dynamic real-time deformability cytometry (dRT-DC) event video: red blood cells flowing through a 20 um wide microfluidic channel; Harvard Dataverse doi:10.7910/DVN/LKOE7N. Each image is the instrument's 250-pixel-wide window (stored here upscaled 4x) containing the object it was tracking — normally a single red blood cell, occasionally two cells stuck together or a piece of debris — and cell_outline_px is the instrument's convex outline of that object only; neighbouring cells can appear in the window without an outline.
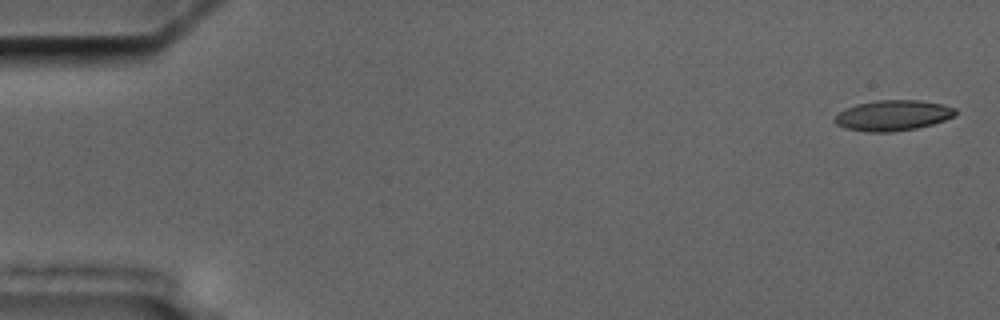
{"species": "common noctule bat (a hibernating species)", "species_latin": "Nyctalus noctula", "temperature_condition": "cold", "stored_images_in_passage": 7, "camera_frame_rate_fps": 3000, "um_per_image_px": 0.085, "animal": {"sex": "male", "body_mass_g": 17.5, "forearm_length_mm": 52.3}, "frame": {"image": 1, "passage_image": 1, "time_ms": 0.0, "image_size_px": [1000, 320], "cell_outline_px": [[956, 112], [952, 116], [944, 120], [932, 124], [916, 128], [892, 132], [864, 132], [844, 128], [836, 124], [832, 120], [840, 112], [856, 104], [876, 100], [920, 100], [944, 104], [956, 108]], "centroid_in_image_um": [75.88, 9.81], "position_along_channel_um": 9.1, "area_um2": 21.5}}
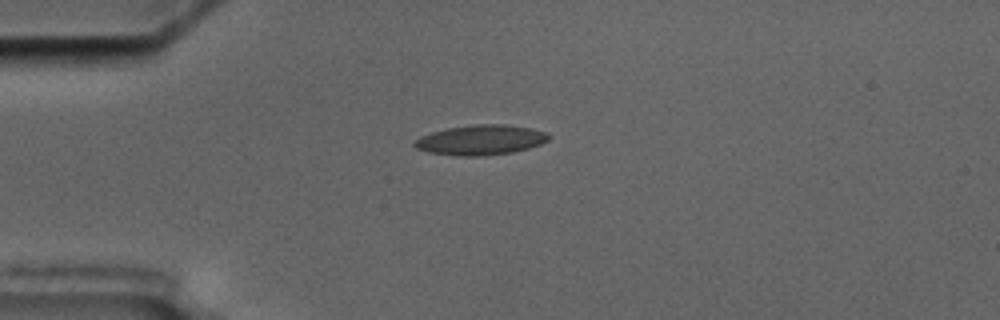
{"frame": {"image": 2, "passage_image": 5, "time_ms": 4.333, "image_size_px": [1000, 320], "cell_outline_px": [[552, 136], [548, 140], [540, 144], [528, 148], [512, 152], [480, 156], [456, 156], [428, 152], [416, 148], [412, 144], [420, 136], [432, 132], [448, 128], [472, 124], [508, 124], [532, 128], [548, 132]], "centroid_in_image_um": [40.88, 11.89], "position_along_channel_um": 44.1, "area_um2": 23.64}}